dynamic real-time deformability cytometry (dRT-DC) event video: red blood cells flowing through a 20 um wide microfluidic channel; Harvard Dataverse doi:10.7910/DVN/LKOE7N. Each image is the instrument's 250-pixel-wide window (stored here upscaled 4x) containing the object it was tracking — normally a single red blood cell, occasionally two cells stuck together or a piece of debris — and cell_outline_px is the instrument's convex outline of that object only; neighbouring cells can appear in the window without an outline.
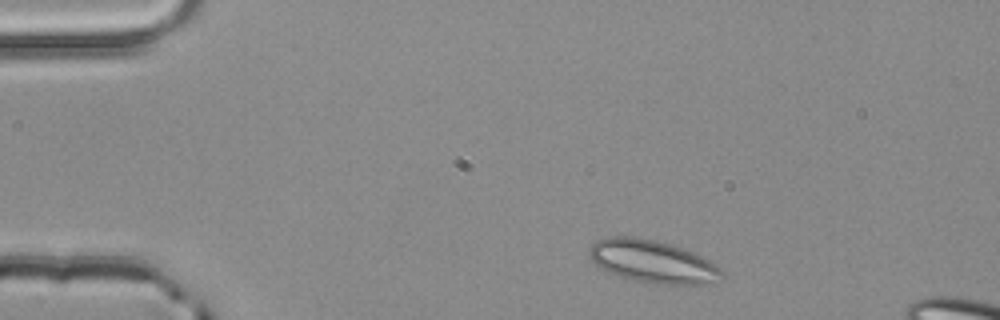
{"species": "common noctule bat (a hibernating species)", "species_latin": "Nyctalus noctula", "temperature_condition": "room temperature", "stored_images_in_passage": 2, "camera_frame_rate_fps": 3000, "um_per_image_px": 0.085, "animal": {"sex": "male", "body_mass_g": 20.4}, "frame": {"image": 1, "passage_image": 1, "time_ms": 0.0, "image_size_px": [1000, 320], "cell_outline_px": [[724, 276], [712, 284], [644, 284], [616, 276], [604, 272], [588, 256], [588, 248], [596, 240], [608, 236], [632, 236], [672, 244], [704, 256], [720, 268], [724, 272]], "centroid_in_image_um": [55.44, 22.25], "position_along_channel_um": 29.6, "area_um2": 33.81}}